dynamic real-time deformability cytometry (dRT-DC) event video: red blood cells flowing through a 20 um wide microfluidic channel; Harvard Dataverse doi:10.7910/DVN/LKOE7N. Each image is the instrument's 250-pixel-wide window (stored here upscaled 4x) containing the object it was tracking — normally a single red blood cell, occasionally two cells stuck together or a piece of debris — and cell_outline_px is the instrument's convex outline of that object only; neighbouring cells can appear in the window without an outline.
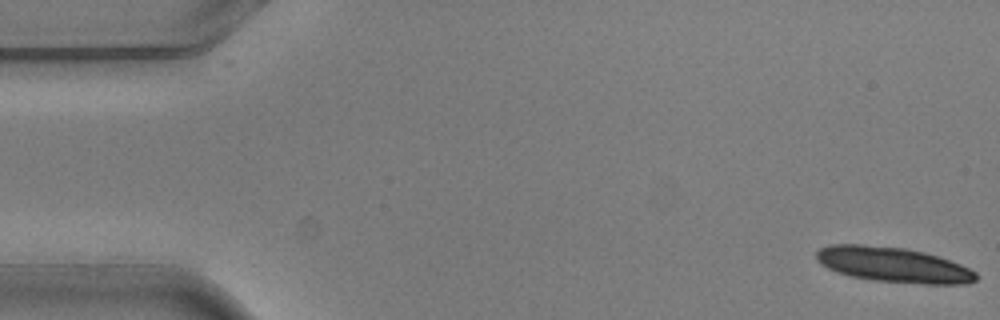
{"species": "common noctule bat (a hibernating species)", "species_latin": "Nyctalus noctula", "temperature_condition": "warm", "stored_images_in_passage": 5, "camera_frame_rate_fps": 3000, "um_per_image_px": 0.085, "animal": {"sex": "male", "body_mass_g": 20.5, "forearm_length_mm": 52.5}, "frame": {"image": 1, "passage_image": 1, "time_ms": 0.0, "image_size_px": [1000, 320], "cell_outline_px": [[976, 280], [968, 284], [924, 284], [872, 280], [852, 276], [836, 272], [828, 268], [816, 260], [816, 252], [820, 248], [832, 244], [864, 244], [904, 248], [924, 252], [960, 264], [976, 272]], "centroid_in_image_um": [75.91, 22.5], "position_along_channel_um": 9.1, "area_um2": 32.6}}
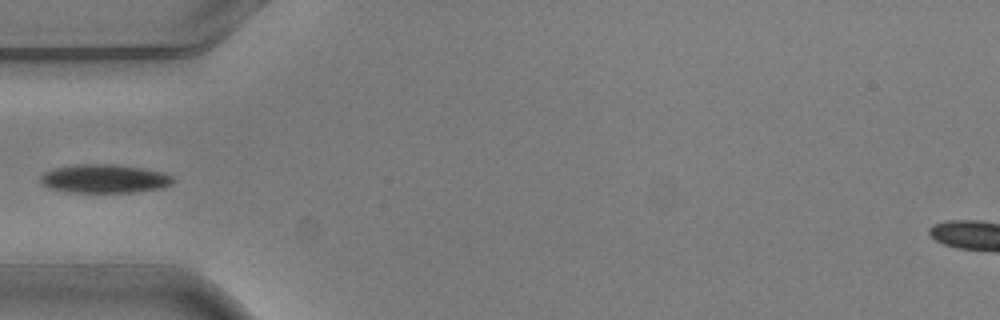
{"frame": {"image": 2, "passage_image": 5, "time_ms": 1.333, "image_size_px": [1000, 320], "cell_outline_px": [[176, 180], [172, 184], [160, 188], [136, 192], [72, 192], [48, 188], [40, 180], [40, 176], [44, 172], [52, 168], [72, 164], [116, 164], [144, 168], [160, 172], [172, 176]], "centroid_in_image_um": [8.87, 15.17], "position_along_channel_um": 76.1, "area_um2": 22.25}}